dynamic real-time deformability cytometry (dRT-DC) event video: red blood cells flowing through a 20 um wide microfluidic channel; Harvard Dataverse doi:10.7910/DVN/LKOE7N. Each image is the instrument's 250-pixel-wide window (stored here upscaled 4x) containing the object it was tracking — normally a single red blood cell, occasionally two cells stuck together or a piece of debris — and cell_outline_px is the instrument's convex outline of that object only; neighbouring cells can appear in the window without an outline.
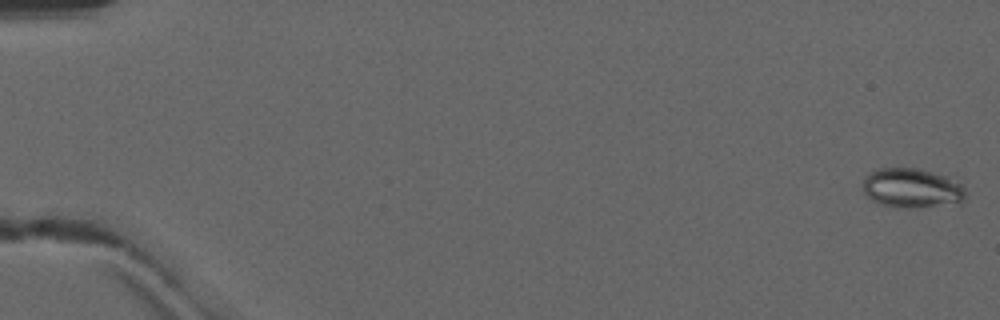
{"species": "common noctule bat (a hibernating species)", "species_latin": "Nyctalus noctula", "temperature_condition": "warm", "stored_images_in_passage": 51, "camera_frame_rate_fps": 3000, "um_per_image_px": 0.085, "animal": {"sex": "male", "forearm_length_mm": 52.5}, "frame": {"image": 1, "passage_image": 1, "time_ms": 0.0, "image_size_px": [1000, 320], "cell_outline_px": [[964, 200], [960, 204], [912, 208], [892, 208], [880, 204], [872, 200], [864, 192], [864, 176], [876, 168], [920, 168], [948, 176], [960, 184], [964, 188]], "centroid_in_image_um": [77.51, 16.0], "position_along_channel_um": 7.5, "area_um2": 24.1}}
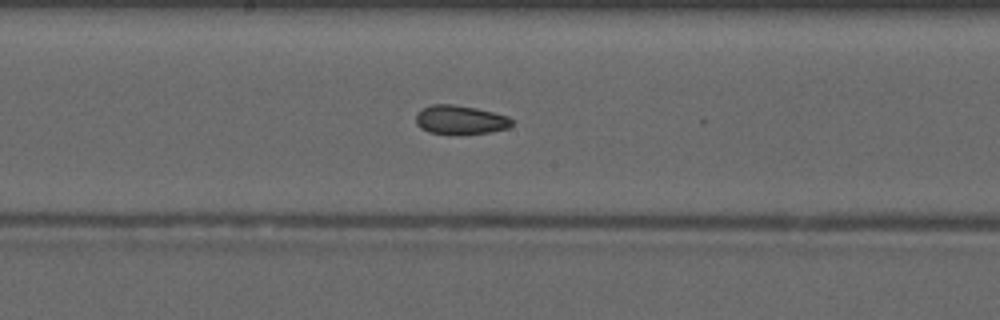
{"frame": {"image": 2, "passage_image": 28, "time_ms": 9.0, "image_size_px": [1000, 320], "cell_outline_px": [[512, 124], [508, 128], [488, 132], [428, 132], [420, 128], [416, 124], [416, 112], [432, 104], [452, 104], [476, 108], [508, 116], [512, 120]], "centroid_in_image_um": [39.1, 10.15], "position_along_channel_um": 209.1, "area_um2": 15.61}}
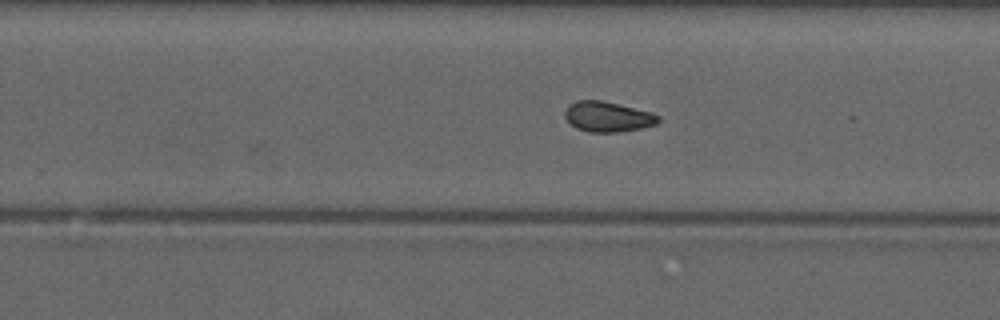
{"frame": {"image": 3, "passage_image": 33, "time_ms": 10.667, "image_size_px": [1000, 320], "cell_outline_px": [[660, 120], [656, 124], [640, 128], [616, 132], [588, 132], [576, 128], [564, 116], [564, 112], [568, 104], [576, 100], [600, 100], [652, 112], [660, 116]], "centroid_in_image_um": [51.64, 9.91], "position_along_channel_um": 278.2, "area_um2": 16.42}, "authors_computed_cell_mechanics": {"area_um2": 16.762, "velocity_mm_per_s": 4.1729, "shape_relaxation_time_tau1_ms": null, "shape_relaxation_time_tau2_ms": 2.3909, "deformation_change_tau1": null, "deformation_change_tau2": 0.0735}}